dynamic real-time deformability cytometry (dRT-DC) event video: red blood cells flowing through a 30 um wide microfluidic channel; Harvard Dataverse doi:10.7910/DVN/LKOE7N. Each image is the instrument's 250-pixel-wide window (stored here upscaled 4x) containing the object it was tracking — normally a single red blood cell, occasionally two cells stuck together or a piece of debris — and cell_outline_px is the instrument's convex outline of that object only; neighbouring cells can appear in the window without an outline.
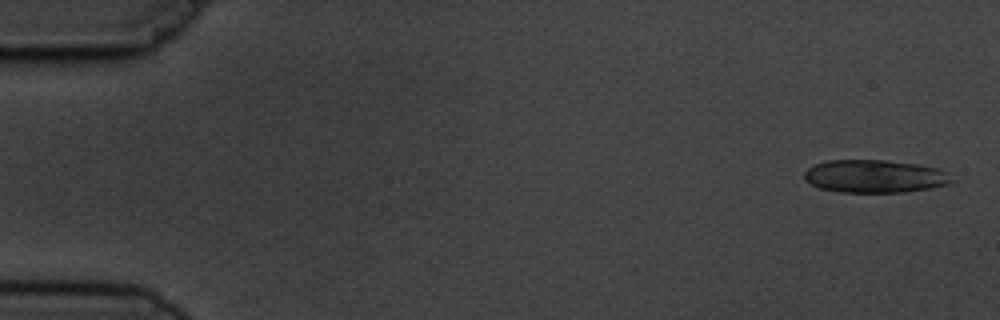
{"species": "common noctule bat (a hibernating species)", "species_latin": "Nyctalus noctula", "temperature_condition": "cold", "stored_images_in_passage": 7, "camera_frame_rate_fps": 3000, "um_per_image_px": 0.085, "animal": {"sex": "male", "body_mass_g": 19.5, "forearm_length_mm": 54.6}, "frame": {"image": 1, "passage_image": 1, "time_ms": 0.0, "image_size_px": [1000, 320], "cell_outline_px": [[956, 180], [948, 184], [928, 188], [904, 192], [840, 192], [820, 188], [804, 180], [804, 172], [808, 168], [816, 164], [828, 160], [884, 160], [916, 164], [940, 168], [948, 172]], "centroid_in_image_um": [74.38, 14.98], "position_along_channel_um": 10.6, "area_um2": 28.32}}
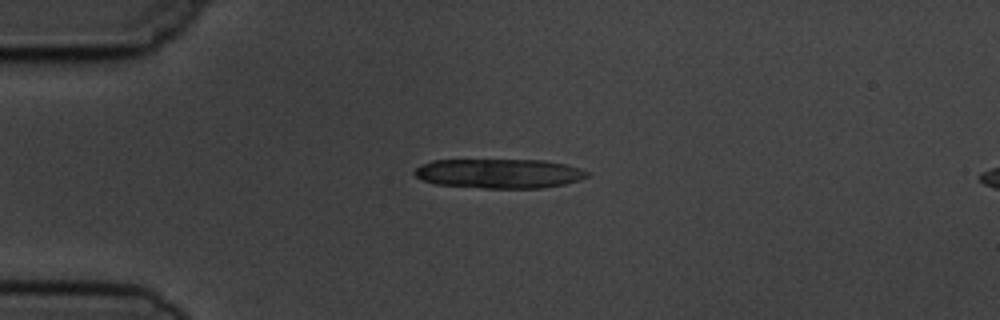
{"frame": {"image": 2, "passage_image": 4, "time_ms": 3.667, "image_size_px": [1000, 320], "cell_outline_px": [[588, 176], [580, 180], [564, 184], [540, 188], [484, 188], [436, 184], [424, 180], [416, 176], [412, 172], [416, 168], [432, 160], [544, 160], [568, 164], [580, 168], [588, 172]], "centroid_in_image_um": [42.46, 14.74], "position_along_channel_um": 42.5, "area_um2": 29.59}}